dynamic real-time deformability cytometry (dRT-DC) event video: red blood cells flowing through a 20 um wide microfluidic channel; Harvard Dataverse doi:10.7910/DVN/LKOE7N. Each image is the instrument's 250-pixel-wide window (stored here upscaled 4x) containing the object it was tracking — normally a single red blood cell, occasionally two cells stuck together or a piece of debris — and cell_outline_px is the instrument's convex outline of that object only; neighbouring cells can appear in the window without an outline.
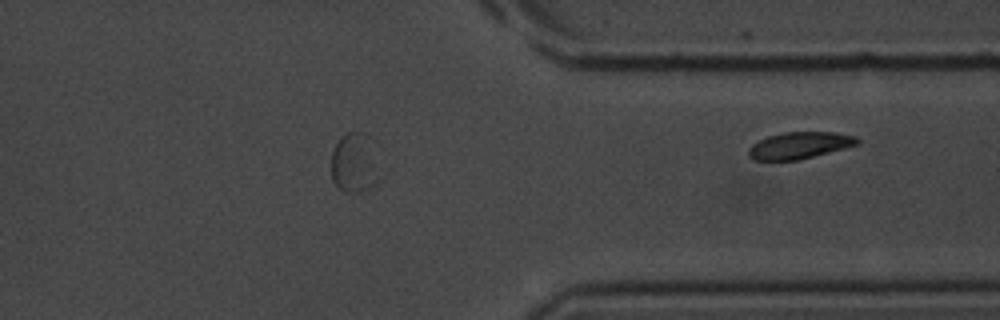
{"species": "common noctule bat (a hibernating species)", "species_latin": "Nyctalus noctula", "temperature_condition": "room temperature", "stored_images_in_passage": 25, "segment_of_instrument_passage": [2, 2], "camera_frame_rate_fps": 3000, "um_per_image_px": 0.085, "animal": {"sex": "male", "body_mass_g": 20.1, "forearm_length_mm": 53.5}, "frame": {"image": 1, "passage_image": 25, "time_ms": 8.0, "image_size_px": [1000, 320], "cell_outline_px": [[860, 144], [796, 160], [756, 160], [748, 156], [748, 148], [752, 144], [768, 136], [784, 132], [836, 132], [856, 136], [860, 140]], "centroid_in_image_um": [67.97, 12.34], "position_along_channel_um": 343.4, "area_um2": 16.82}}